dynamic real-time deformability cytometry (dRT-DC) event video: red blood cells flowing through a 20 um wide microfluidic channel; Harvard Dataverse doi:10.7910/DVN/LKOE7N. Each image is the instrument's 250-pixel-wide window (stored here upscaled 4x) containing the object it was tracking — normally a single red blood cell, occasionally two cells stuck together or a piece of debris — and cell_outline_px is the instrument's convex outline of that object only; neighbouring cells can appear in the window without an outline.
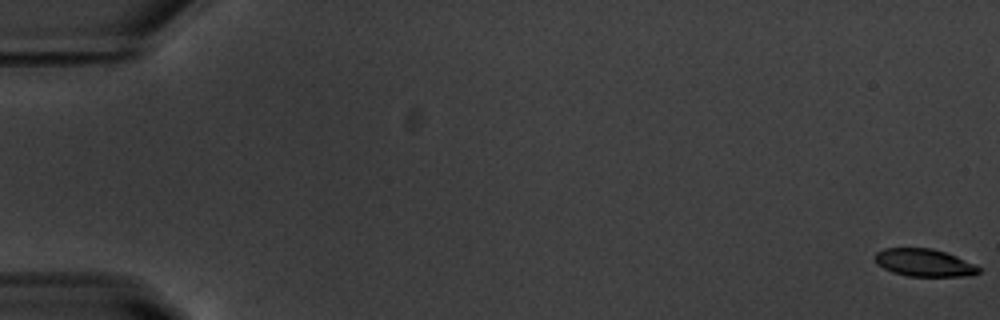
{"species": "common noctule bat (a hibernating species)", "species_latin": "Nyctalus noctula", "temperature_condition": "warm", "stored_images_in_passage": 56, "camera_frame_rate_fps": 3000, "um_per_image_px": 0.085, "animal": {"sex": "male", "body_mass_g": 20.1, "forearm_length_mm": 53.5}, "frame": {"image": 1, "passage_image": 1, "time_ms": 0.0, "image_size_px": [1000, 320], "cell_outline_px": [[980, 272], [972, 276], [908, 276], [892, 272], [876, 264], [872, 256], [876, 252], [884, 248], [932, 248], [956, 256], [976, 264], [980, 268]], "centroid_in_image_um": [78.54, 22.33], "position_along_channel_um": 6.5, "area_um2": 16.88}}
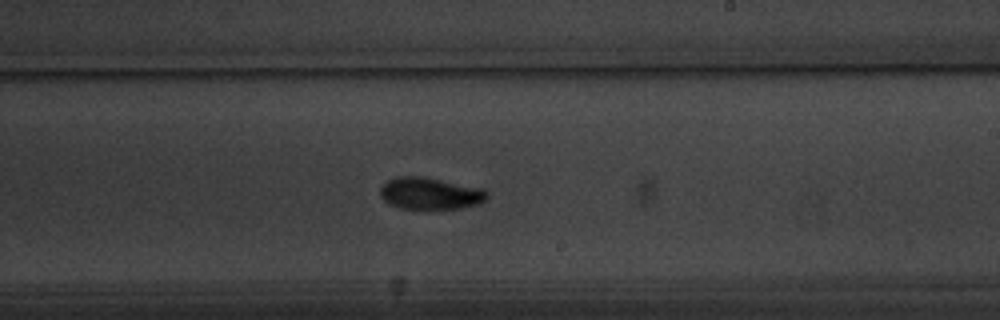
{"frame": {"image": 2, "passage_image": 34, "time_ms": 11.0, "image_size_px": [1000, 320], "cell_outline_px": [[488, 196], [480, 204], [460, 208], [400, 208], [388, 204], [380, 196], [380, 188], [388, 180], [396, 176], [416, 176], [484, 188], [488, 192]], "centroid_in_image_um": [36.56, 16.44], "position_along_channel_um": 252.4, "area_um2": 19.65}}
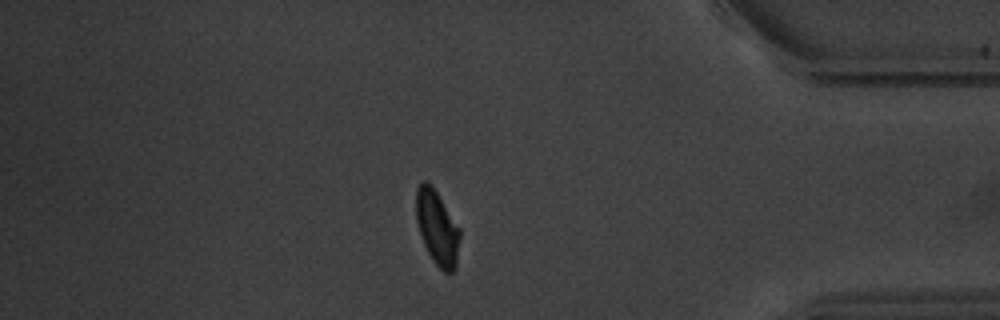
{"frame": {"image": 3, "passage_image": 48, "time_ms": 15.667, "image_size_px": [1000, 320], "cell_outline_px": [[460, 236], [456, 268], [452, 272], [444, 272], [432, 260], [424, 244], [416, 220], [416, 188], [424, 180], [432, 184], [460, 228]], "centroid_in_image_um": [37.17, 19.34], "position_along_channel_um": 398.0, "area_um2": 19.02}, "authors_computed_cell_mechanics": {"area_um2": 18.9006, "velocity_mm_per_s": 3.739, "shape_relaxation_time_tau1_ms": 2.2564, "shape_relaxation_time_tau2_ms": 1.7292, "deformation_change_tau1": 0.1436, "deformation_change_tau2": 0.0613}}